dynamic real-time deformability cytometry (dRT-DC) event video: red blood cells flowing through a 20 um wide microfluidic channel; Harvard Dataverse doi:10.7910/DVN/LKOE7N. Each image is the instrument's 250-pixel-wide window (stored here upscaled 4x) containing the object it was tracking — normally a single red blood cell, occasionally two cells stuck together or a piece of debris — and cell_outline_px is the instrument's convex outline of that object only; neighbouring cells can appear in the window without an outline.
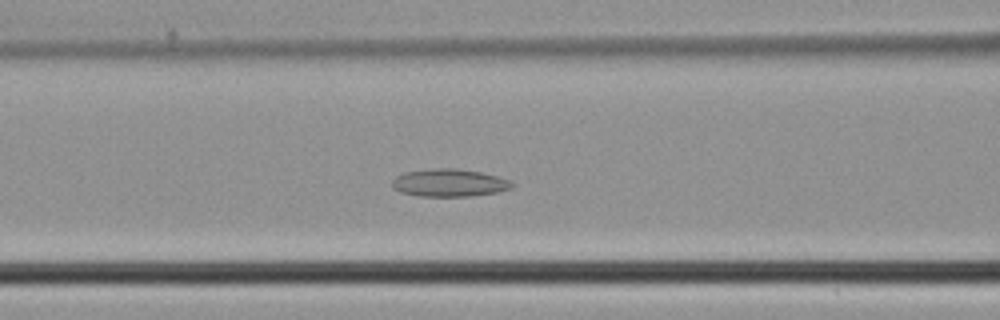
{"species": "common noctule bat (a hibernating species)", "species_latin": "Nyctalus noctula", "temperature_condition": "cold", "stored_images_in_passage": 41, "camera_frame_rate_fps": 3000, "um_per_image_px": 0.085, "animal": {"sex": "male", "body_mass_g": 21.5, "forearm_length_mm": 52.0}, "frame": {"image": 1, "passage_image": 13, "time_ms": 4.0, "image_size_px": [1000, 320], "cell_outline_px": [[516, 184], [512, 188], [500, 192], [472, 196], [420, 196], [400, 192], [392, 188], [392, 180], [396, 176], [404, 172], [436, 168], [456, 168], [480, 172], [496, 176], [508, 180]], "centroid_in_image_um": [38.19, 15.54], "position_along_channel_um": 128.4, "area_um2": 19.42}}
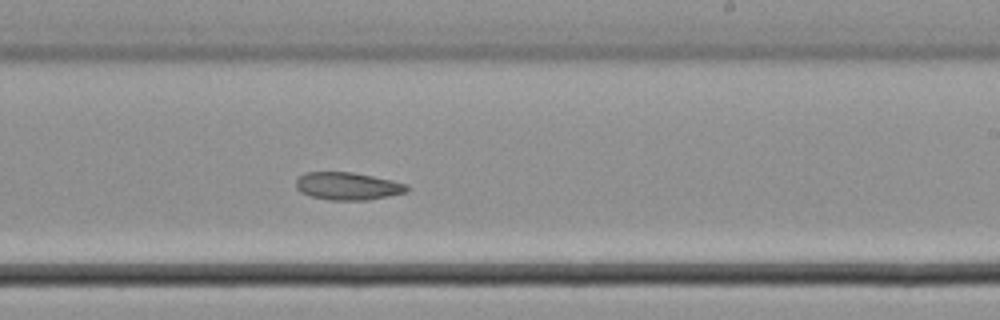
{"frame": {"image": 2, "passage_image": 22, "time_ms": 7.0, "image_size_px": [1000, 320], "cell_outline_px": [[408, 192], [368, 200], [328, 200], [312, 196], [300, 192], [296, 188], [296, 180], [304, 172], [352, 172], [392, 180], [408, 184]], "centroid_in_image_um": [29.56, 15.82], "position_along_channel_um": 259.4, "area_um2": 17.92}}
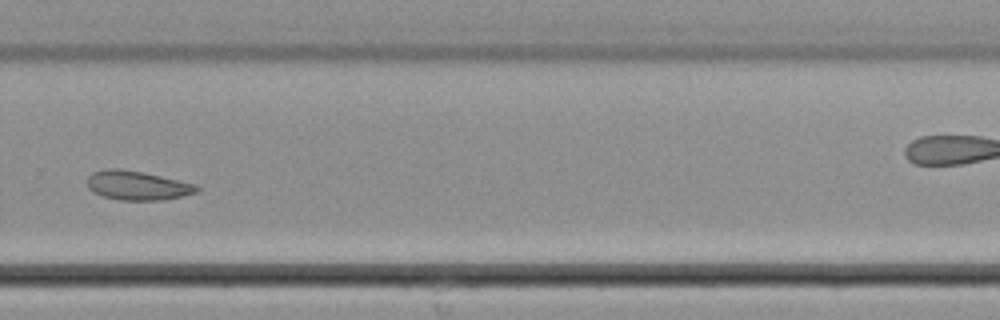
{"frame": {"image": 3, "passage_image": 26, "time_ms": 8.333, "image_size_px": [1000, 320], "cell_outline_px": [[200, 188], [196, 192], [164, 200], [120, 200], [104, 196], [92, 192], [88, 188], [88, 176], [92, 172], [108, 168], [116, 168], [144, 172], [196, 184]], "centroid_in_image_um": [11.66, 15.76], "position_along_channel_um": 318.1, "area_um2": 18.55}}